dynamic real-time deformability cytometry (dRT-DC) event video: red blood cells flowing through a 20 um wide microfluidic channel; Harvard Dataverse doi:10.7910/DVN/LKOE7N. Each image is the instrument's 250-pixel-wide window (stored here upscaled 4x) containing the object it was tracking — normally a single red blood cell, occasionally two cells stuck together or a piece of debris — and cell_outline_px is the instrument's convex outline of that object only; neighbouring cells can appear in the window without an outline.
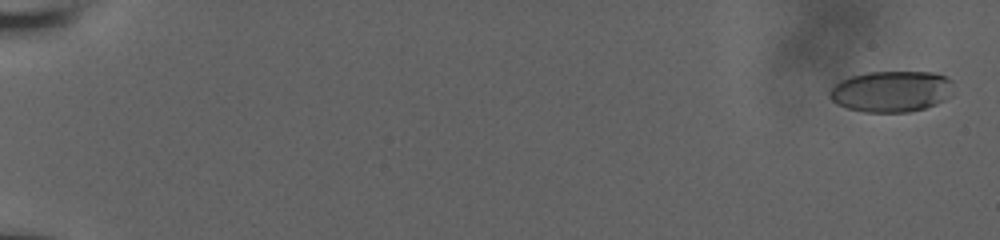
{"species": "human", "species_latin": "Homo sapiens", "temperature_condition": "room temperature", "stored_images_in_passage": 58, "camera_frame_rate_fps": 3000, "um_per_image_px": 0.085, "donor": {"sex": "male"}, "frame": {"image": 1, "passage_image": 2, "time_ms": 0.333, "image_size_px": [1000, 240], "cell_outline_px": [[952, 96], [936, 104], [924, 108], [908, 112], [864, 112], [848, 108], [836, 104], [828, 96], [828, 92], [840, 80], [848, 76], [868, 72], [936, 72], [952, 80]], "centroid_in_image_um": [75.76, 7.76], "position_along_channel_um": 9.2, "area_um2": 29.94}}
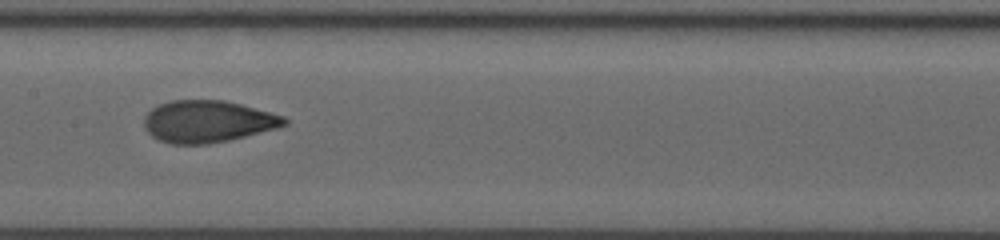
{"frame": {"image": 2, "passage_image": 33, "time_ms": 10.667, "image_size_px": [1000, 240], "cell_outline_px": [[288, 124], [276, 128], [228, 140], [208, 144], [172, 144], [160, 140], [152, 136], [144, 128], [144, 116], [152, 108], [160, 104], [172, 100], [224, 100], [240, 104], [284, 116], [288, 120]], "centroid_in_image_um": [17.63, 10.32], "position_along_channel_um": 189.8, "area_um2": 34.1}}
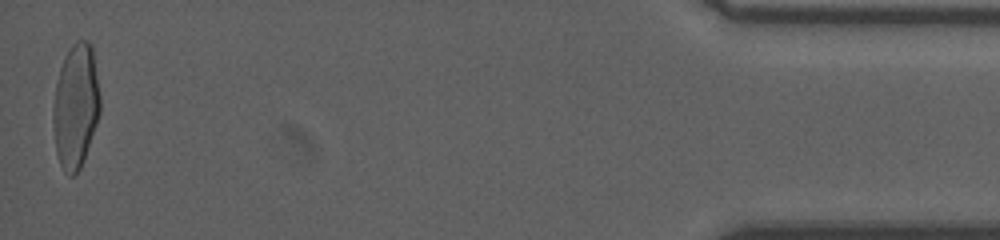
{"frame": {"image": 3, "passage_image": 58, "time_ms": 19.0, "image_size_px": [1000, 240], "cell_outline_px": [[100, 112], [84, 160], [80, 168], [72, 176], [68, 176], [64, 172], [60, 164], [56, 152], [52, 124], [52, 108], [56, 84], [60, 68], [64, 56], [72, 44], [76, 40], [88, 40], [92, 44], [100, 96]], "centroid_in_image_um": [6.42, 9.01], "position_along_channel_um": 428.8, "area_um2": 34.33}, "authors_computed_cell_mechanics": {"area_um2": 33.0327, "velocity_mm_per_s": 3.8412, "shape_relaxation_time_tau1_ms": 6.0424, "shape_relaxation_time_tau2_ms": 0.897, "deformation_change_tau1": 0.2149, "deformation_change_tau2": 0.0677}}